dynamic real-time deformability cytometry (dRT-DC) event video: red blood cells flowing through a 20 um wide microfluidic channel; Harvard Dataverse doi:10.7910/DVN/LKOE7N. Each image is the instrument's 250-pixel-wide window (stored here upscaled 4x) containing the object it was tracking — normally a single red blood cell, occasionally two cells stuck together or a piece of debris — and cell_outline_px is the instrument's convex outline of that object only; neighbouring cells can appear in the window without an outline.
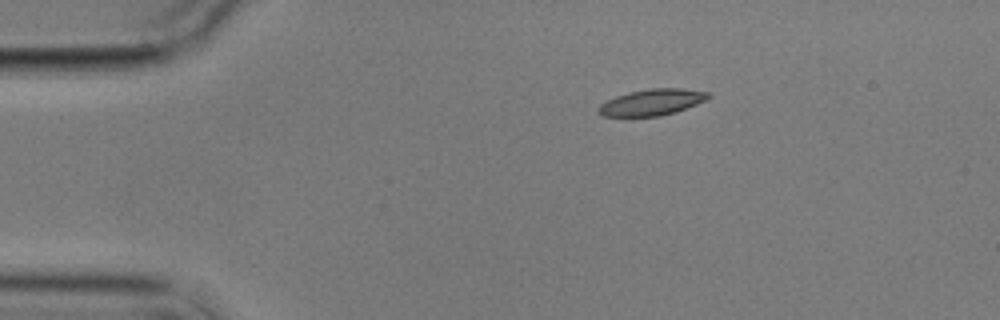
{"species": "common noctule bat (a hibernating species)", "species_latin": "Nyctalus noctula", "temperature_condition": "cold", "stored_images_in_passage": 3, "camera_frame_rate_fps": 3000, "um_per_image_px": 0.085, "animal": {"sex": "male", "body_mass_g": 17.9}, "frame": {"image": 1, "passage_image": 1, "time_ms": 0.0, "image_size_px": [1000, 320], "cell_outline_px": [[712, 96], [696, 104], [676, 112], [660, 116], [604, 116], [596, 108], [600, 104], [616, 96], [628, 92], [652, 88], [680, 88], [708, 92]], "centroid_in_image_um": [55.42, 8.68], "position_along_channel_um": 29.6, "area_um2": 16.65}}
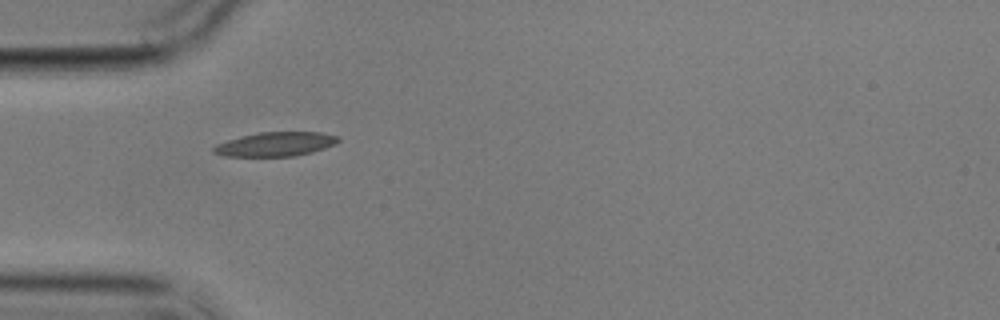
{"frame": {"image": 2, "passage_image": 3, "time_ms": 2.333, "image_size_px": [1000, 320], "cell_outline_px": [[340, 140], [324, 148], [312, 152], [296, 156], [224, 156], [212, 152], [212, 148], [216, 144], [240, 136], [260, 132], [320, 132], [340, 136]], "centroid_in_image_um": [23.4, 12.25], "position_along_channel_um": 61.6, "area_um2": 17.51}}